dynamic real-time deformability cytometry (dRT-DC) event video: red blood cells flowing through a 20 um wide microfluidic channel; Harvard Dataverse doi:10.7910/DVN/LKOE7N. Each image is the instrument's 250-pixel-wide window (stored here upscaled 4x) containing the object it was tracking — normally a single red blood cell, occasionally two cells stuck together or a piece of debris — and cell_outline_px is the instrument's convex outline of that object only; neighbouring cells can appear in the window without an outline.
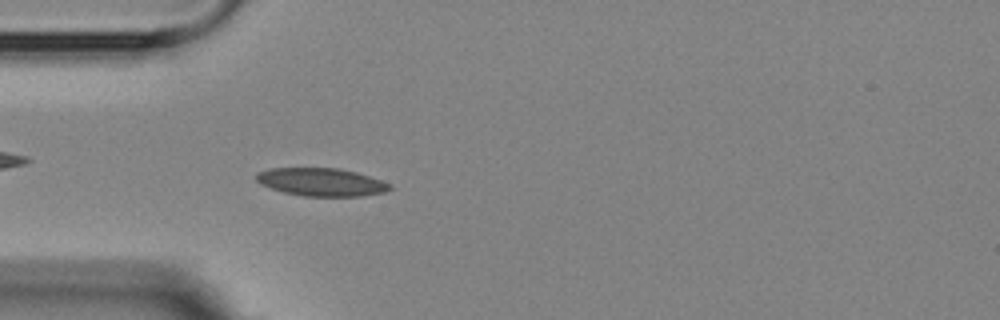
{"species": "Egyptian fruit bat (a non-hibernating species)", "species_latin": "Rousettus aegyptiacus", "temperature_condition": "room temperature", "stored_images_in_passage": 4, "camera_frame_rate_fps": 3000, "um_per_image_px": 0.085, "animal": {"sex": "female"}, "frame": {"image": 1, "passage_image": 4, "time_ms": 5.0, "image_size_px": [1000, 320], "cell_outline_px": [[392, 188], [384, 192], [360, 196], [304, 196], [284, 192], [260, 184], [256, 180], [256, 172], [268, 168], [340, 168], [356, 172], [392, 184]], "centroid_in_image_um": [27.29, 15.47], "position_along_channel_um": 57.7, "area_um2": 21.73}}